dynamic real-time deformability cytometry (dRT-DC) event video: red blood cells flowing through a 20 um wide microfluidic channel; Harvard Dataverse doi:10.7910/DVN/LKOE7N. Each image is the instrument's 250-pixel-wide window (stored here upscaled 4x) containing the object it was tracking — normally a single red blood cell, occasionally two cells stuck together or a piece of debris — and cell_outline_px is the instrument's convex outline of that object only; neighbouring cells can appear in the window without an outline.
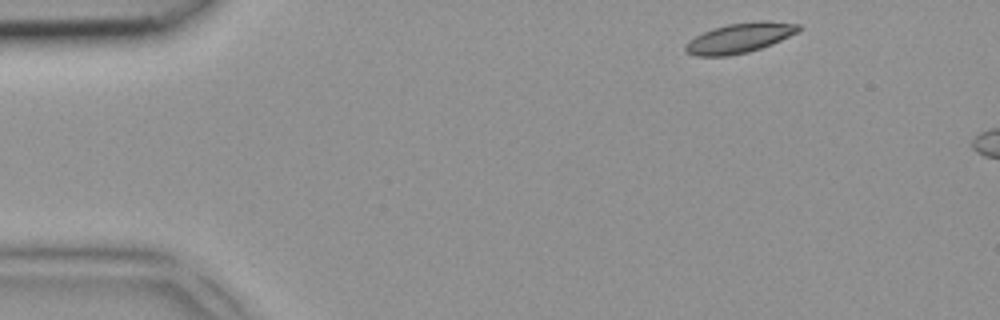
{"species": "common noctule bat (a hibernating species)", "species_latin": "Nyctalus noctula", "temperature_condition": "room temperature", "stored_images_in_passage": 2, "camera_frame_rate_fps": 3000, "um_per_image_px": 0.085, "animal": {"sex": "female", "body_mass_g": 18.4}, "frame": {"image": 1, "passage_image": 1, "time_ms": 0.0, "image_size_px": [1000, 320], "cell_outline_px": [[804, 28], [772, 44], [748, 52], [728, 56], [696, 56], [684, 52], [684, 44], [688, 40], [712, 28], [728, 24], [760, 20], [768, 20], [800, 24]], "centroid_in_image_um": [62.85, 3.22], "position_along_channel_um": 22.2, "area_um2": 19.88}}